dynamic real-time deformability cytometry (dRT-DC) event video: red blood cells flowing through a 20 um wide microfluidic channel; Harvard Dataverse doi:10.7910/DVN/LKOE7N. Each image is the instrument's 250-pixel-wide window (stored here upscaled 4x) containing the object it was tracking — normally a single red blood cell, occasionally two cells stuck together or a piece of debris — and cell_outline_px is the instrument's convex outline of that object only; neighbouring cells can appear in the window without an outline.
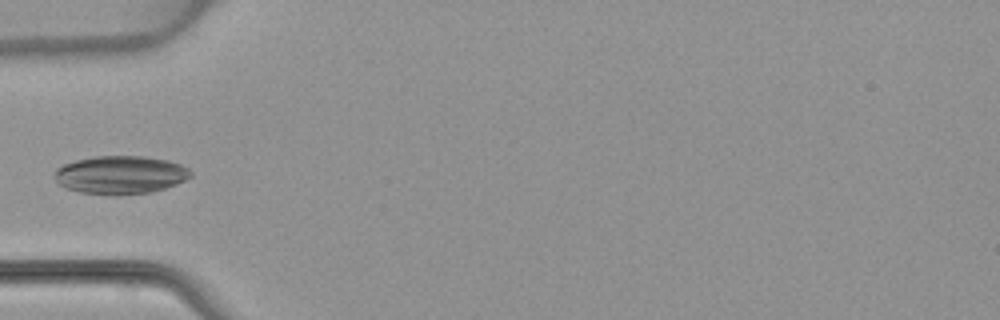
{"species": "common noctule bat (a hibernating species)", "species_latin": "Nyctalus noctula", "temperature_condition": "warm", "stored_images_in_passage": 5, "camera_frame_rate_fps": 3000, "um_per_image_px": 0.085, "animal": {"sex": "female", "body_mass_g": 22.7, "forearm_length_mm": 54.2}, "frame": {"image": 1, "passage_image": 5, "time_ms": 4.667, "image_size_px": [1000, 320], "cell_outline_px": [[192, 176], [176, 184], [152, 192], [116, 196], [80, 192], [64, 188], [56, 180], [56, 168], [64, 164], [76, 160], [92, 156], [144, 156], [168, 160], [180, 164], [188, 168], [192, 172]], "centroid_in_image_um": [10.24, 14.87], "position_along_channel_um": 74.8, "area_um2": 30.46}}